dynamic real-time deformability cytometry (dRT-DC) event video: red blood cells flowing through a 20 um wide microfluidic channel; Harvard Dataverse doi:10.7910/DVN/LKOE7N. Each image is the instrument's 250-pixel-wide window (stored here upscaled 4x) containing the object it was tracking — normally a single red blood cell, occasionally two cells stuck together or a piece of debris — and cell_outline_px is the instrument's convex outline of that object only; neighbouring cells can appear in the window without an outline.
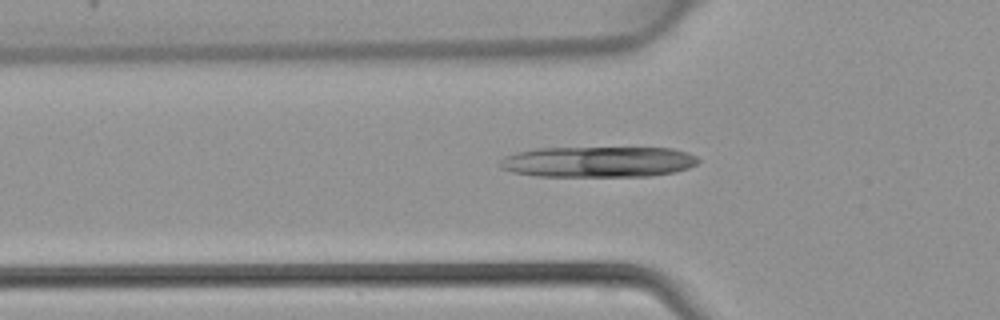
{"species": "common noctule bat (a hibernating species)", "species_latin": "Nyctalus noctula", "temperature_condition": "warm", "stored_images_in_passage": 43, "camera_frame_rate_fps": 3000, "um_per_image_px": 0.085, "animal": {"sex": "female", "body_mass_g": 22.7, "forearm_length_mm": 54.2}, "frame": {"image": 1, "passage_image": 15, "time_ms": 4.667, "image_size_px": [1000, 320], "cell_outline_px": [[700, 160], [696, 164], [688, 168], [676, 172], [652, 176], [536, 176], [512, 172], [500, 168], [500, 160], [504, 156], [516, 152], [536, 148], [672, 148], [688, 152], [696, 156]], "centroid_in_image_um": [50.85, 13.75], "position_along_channel_um": 75.0, "area_um2": 35.78}}
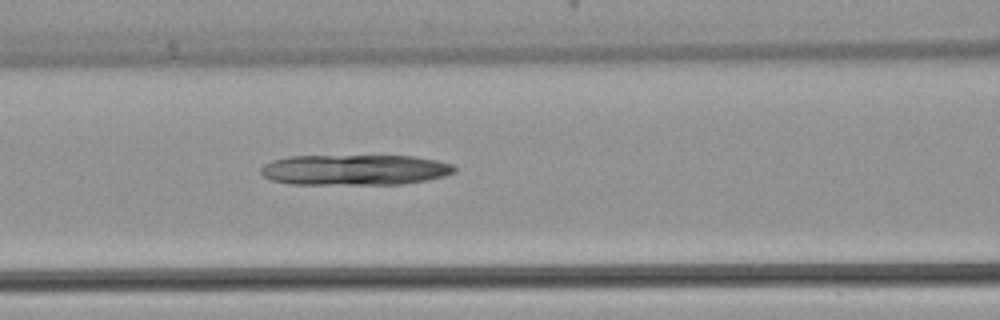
{"frame": {"image": 2, "passage_image": 19, "time_ms": 6.0, "image_size_px": [1000, 320], "cell_outline_px": [[456, 172], [444, 176], [428, 180], [404, 184], [288, 184], [272, 180], [264, 176], [260, 172], [260, 168], [264, 164], [272, 160], [288, 156], [416, 156], [436, 160], [452, 164], [456, 168]], "centroid_in_image_um": [30.16, 14.44], "position_along_channel_um": 136.4, "area_um2": 34.74}}
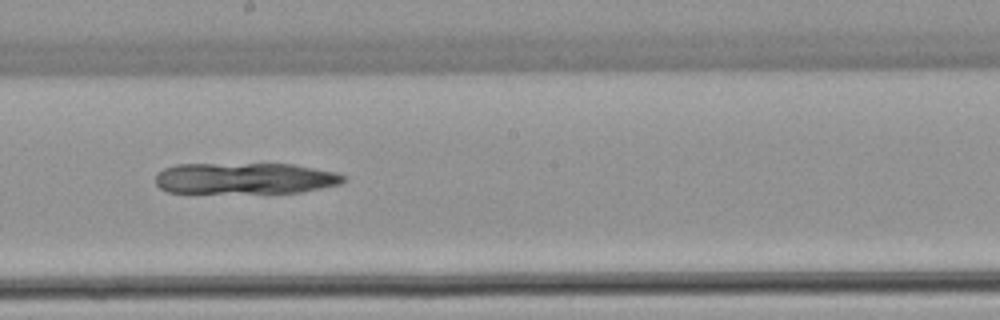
{"frame": {"image": 3, "passage_image": 25, "time_ms": 8.0, "image_size_px": [1000, 320], "cell_outline_px": [[344, 180], [340, 184], [300, 192], [168, 192], [160, 188], [156, 184], [156, 176], [164, 168], [176, 164], [292, 164], [336, 172], [344, 176]], "centroid_in_image_um": [20.81, 15.15], "position_along_channel_um": 227.4, "area_um2": 33.81}}